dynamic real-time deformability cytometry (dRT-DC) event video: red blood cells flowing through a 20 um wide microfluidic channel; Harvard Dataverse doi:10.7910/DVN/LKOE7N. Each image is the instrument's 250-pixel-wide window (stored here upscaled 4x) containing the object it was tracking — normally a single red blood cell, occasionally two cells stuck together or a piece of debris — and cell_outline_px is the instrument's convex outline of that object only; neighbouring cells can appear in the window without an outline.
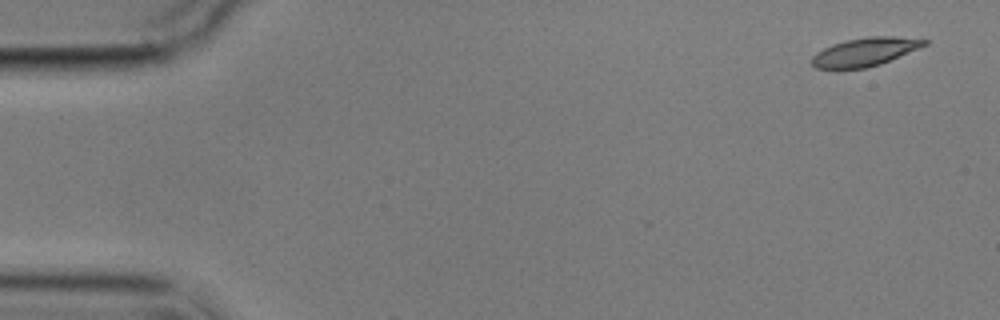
{"species": "common noctule bat (a hibernating species)", "species_latin": "Nyctalus noctula", "temperature_condition": "cold", "stored_images_in_passage": 2, "camera_frame_rate_fps": 3000, "um_per_image_px": 0.085, "animal": {"sex": "male", "body_mass_g": 17.9}, "frame": {"image": 1, "passage_image": 1, "time_ms": 0.0, "image_size_px": [1000, 320], "cell_outline_px": [[928, 44], [880, 64], [864, 68], [816, 68], [812, 64], [812, 56], [816, 52], [832, 44], [844, 40], [868, 36], [892, 36], [928, 40]], "centroid_in_image_um": [73.5, 4.39], "position_along_channel_um": 11.5, "area_um2": 18.38}}